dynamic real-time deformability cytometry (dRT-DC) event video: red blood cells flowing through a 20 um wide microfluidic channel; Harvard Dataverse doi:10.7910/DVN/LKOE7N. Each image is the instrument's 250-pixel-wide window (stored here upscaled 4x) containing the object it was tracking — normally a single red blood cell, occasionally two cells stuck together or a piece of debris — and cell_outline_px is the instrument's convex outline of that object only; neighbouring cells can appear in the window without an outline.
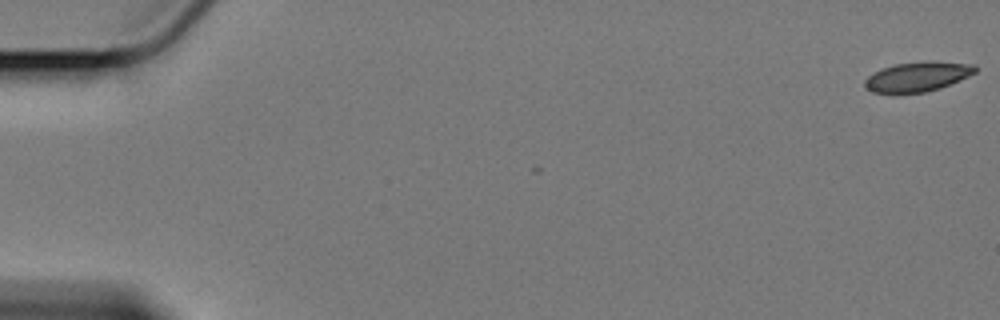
{"species": "Egyptian fruit bat (a non-hibernating species)", "species_latin": "Rousettus aegyptiacus", "temperature_condition": "cold", "stored_images_in_passage": 6, "camera_frame_rate_fps": 3000, "um_per_image_px": 0.085, "animal": {"sex": "female"}, "frame": {"image": 1, "passage_image": 1, "time_ms": 0.0, "image_size_px": [1000, 320], "cell_outline_px": [[976, 72], [960, 80], [940, 88], [924, 92], [892, 96], [872, 92], [864, 84], [864, 80], [868, 76], [880, 68], [896, 64], [976, 64]], "centroid_in_image_um": [77.87, 6.61], "position_along_channel_um": 7.1, "area_um2": 18.61}}